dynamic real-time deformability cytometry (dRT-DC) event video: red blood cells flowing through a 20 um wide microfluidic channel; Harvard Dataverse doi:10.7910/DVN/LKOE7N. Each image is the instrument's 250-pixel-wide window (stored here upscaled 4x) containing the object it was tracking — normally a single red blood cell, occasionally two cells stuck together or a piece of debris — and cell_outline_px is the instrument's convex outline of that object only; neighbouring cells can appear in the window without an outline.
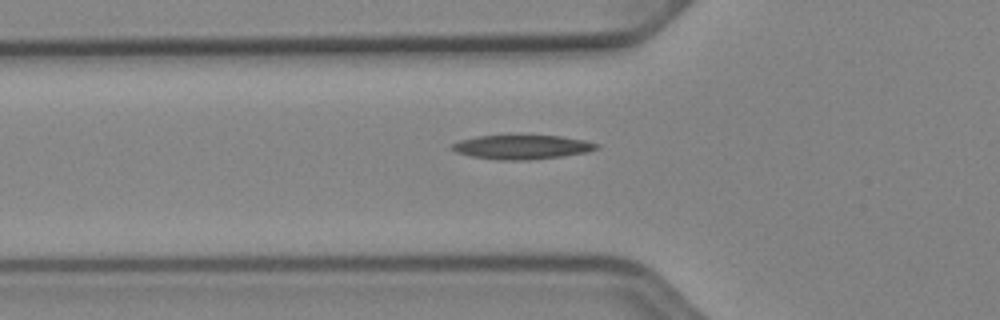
{"species": "Egyptian fruit bat (a non-hibernating species)", "species_latin": "Rousettus aegyptiacus", "temperature_condition": "cold", "stored_images_in_passage": 34, "camera_frame_rate_fps": 3000, "um_per_image_px": 0.085, "animal": {"sex": "female"}, "frame": {"image": 1, "passage_image": 6, "time_ms": 1.667, "image_size_px": [1000, 320], "cell_outline_px": [[600, 148], [588, 152], [560, 156], [528, 160], [500, 160], [472, 156], [456, 152], [452, 148], [452, 144], [460, 140], [476, 136], [560, 136], [584, 140], [600, 144]], "centroid_in_image_um": [44.4, 12.5], "position_along_channel_um": 81.4, "area_um2": 20.11}}
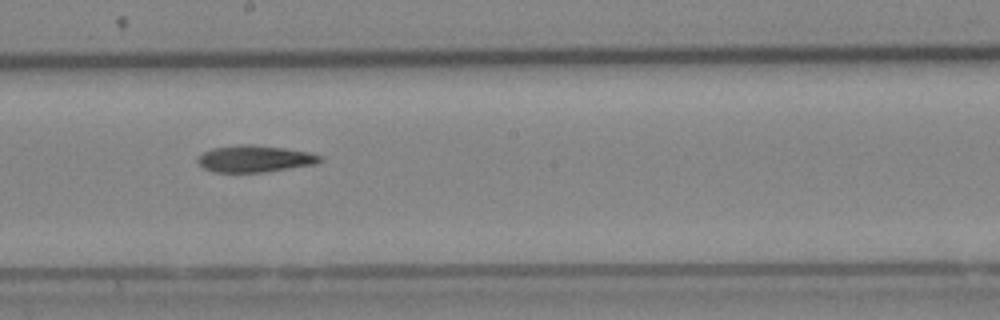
{"frame": {"image": 2, "passage_image": 17, "time_ms": 5.333, "image_size_px": [1000, 320], "cell_outline_px": [[324, 160], [316, 164], [264, 172], [212, 172], [204, 168], [196, 160], [204, 152], [212, 148], [236, 144], [252, 144], [284, 148], [308, 152], [320, 156]], "centroid_in_image_um": [21.65, 13.49], "position_along_channel_um": 226.6, "area_um2": 19.07}}
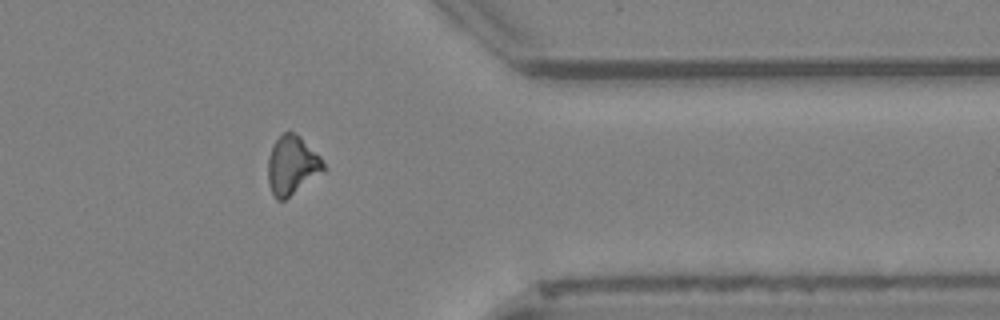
{"frame": {"image": 3, "passage_image": 30, "time_ms": 9.667, "image_size_px": [1000, 320], "cell_outline_px": [[324, 172], [284, 200], [276, 200], [268, 184], [268, 156], [272, 144], [288, 128], [300, 136], [320, 156], [324, 164]], "centroid_in_image_um": [24.81, 14.03], "position_along_channel_um": 386.6, "area_um2": 19.19}}